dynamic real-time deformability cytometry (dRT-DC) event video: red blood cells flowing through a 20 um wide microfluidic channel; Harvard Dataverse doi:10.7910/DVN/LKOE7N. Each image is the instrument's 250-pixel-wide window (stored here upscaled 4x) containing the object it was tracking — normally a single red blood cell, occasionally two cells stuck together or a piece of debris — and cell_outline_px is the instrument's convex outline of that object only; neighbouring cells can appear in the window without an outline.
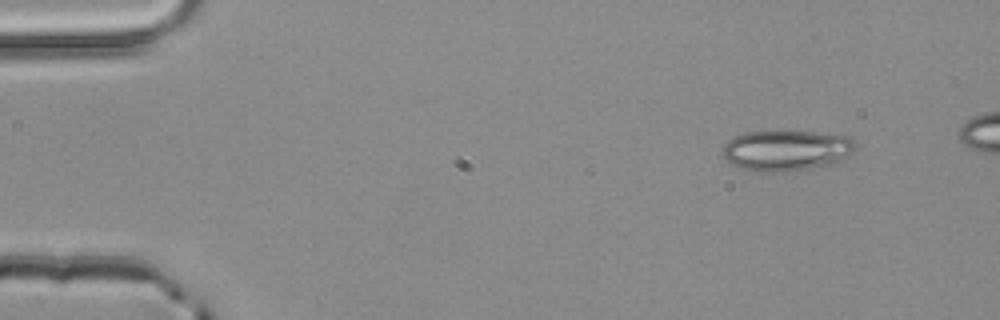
{"species": "common noctule bat (a hibernating species)", "species_latin": "Nyctalus noctula", "temperature_condition": "room temperature", "stored_images_in_passage": 4, "camera_frame_rate_fps": 3000, "um_per_image_px": 0.085, "animal": {"sex": "male", "body_mass_g": 20.4}, "frame": {"image": 1, "passage_image": 1, "time_ms": 0.0, "image_size_px": [1000, 320], "cell_outline_px": [[856, 148], [852, 152], [836, 164], [784, 172], [768, 172], [740, 168], [724, 160], [720, 152], [724, 144], [728, 140], [744, 132], [780, 128], [788, 128], [848, 136], [856, 140]], "centroid_in_image_um": [66.83, 12.73], "position_along_channel_um": 18.2, "area_um2": 32.95}}